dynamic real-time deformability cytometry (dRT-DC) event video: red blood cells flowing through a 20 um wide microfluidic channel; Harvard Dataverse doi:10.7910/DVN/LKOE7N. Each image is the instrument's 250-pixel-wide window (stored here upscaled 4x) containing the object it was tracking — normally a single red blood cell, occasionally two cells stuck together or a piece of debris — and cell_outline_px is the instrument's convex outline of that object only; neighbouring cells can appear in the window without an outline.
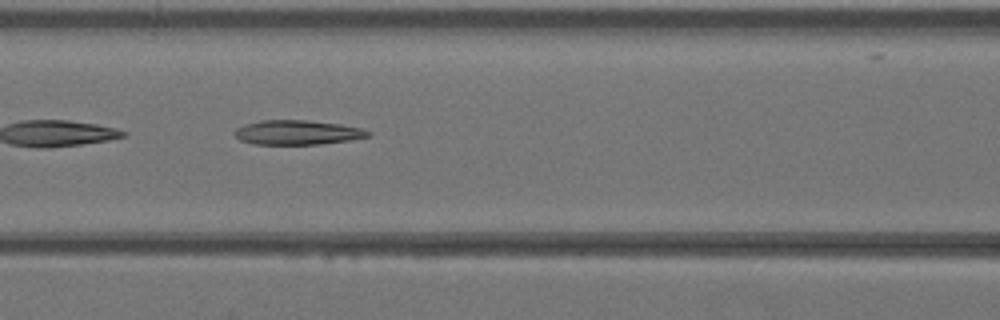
{"species": "Egyptian fruit bat (a non-hibernating species)", "species_latin": "Rousettus aegyptiacus", "temperature_condition": "warm", "stored_images_in_passage": 41, "camera_frame_rate_fps": 3000, "um_per_image_px": 0.085, "animal": {"sex": "female"}, "frame": {"image": 1, "passage_image": 18, "time_ms": 5.667, "image_size_px": [1000, 320], "cell_outline_px": [[372, 136], [352, 140], [320, 144], [256, 144], [240, 140], [232, 132], [236, 128], [244, 124], [260, 120], [308, 120], [340, 124], [360, 128], [372, 132]], "centroid_in_image_um": [25.29, 11.25], "position_along_channel_um": 141.3, "area_um2": 19.19}}